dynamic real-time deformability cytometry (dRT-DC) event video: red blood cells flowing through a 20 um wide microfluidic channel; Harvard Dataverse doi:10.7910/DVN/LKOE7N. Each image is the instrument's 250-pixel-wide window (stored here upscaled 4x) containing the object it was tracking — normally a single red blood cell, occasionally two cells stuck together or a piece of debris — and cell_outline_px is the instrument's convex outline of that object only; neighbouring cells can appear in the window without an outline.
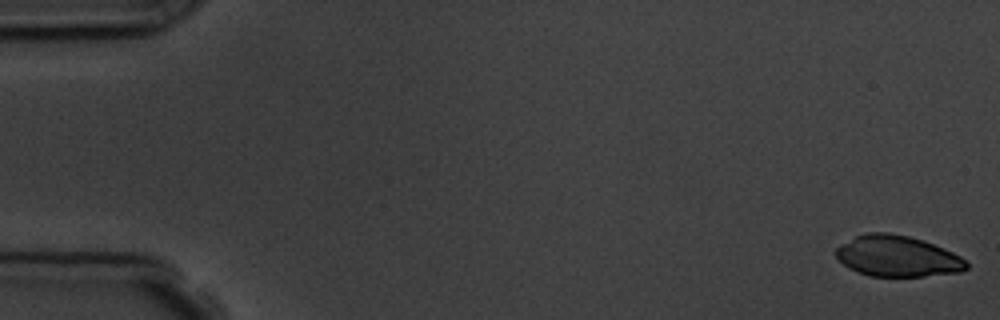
{"species": "common noctule bat (a hibernating species)", "species_latin": "Nyctalus noctula", "temperature_condition": "room temperature", "stored_images_in_passage": 5, "camera_frame_rate_fps": 3000, "um_per_image_px": 0.085, "animal": {"sex": "male", "body_mass_g": 19.5, "forearm_length_mm": 54.6}, "frame": {"image": 1, "passage_image": 1, "time_ms": 0.0, "image_size_px": [1000, 320], "cell_outline_px": [[968, 268], [960, 272], [924, 276], [868, 276], [856, 272], [848, 268], [836, 256], [836, 248], [840, 244], [856, 236], [868, 232], [888, 232], [908, 236], [924, 240], [944, 248], [960, 256], [968, 264]], "centroid_in_image_um": [76.27, 21.77], "position_along_channel_um": 8.7, "area_um2": 31.21}}